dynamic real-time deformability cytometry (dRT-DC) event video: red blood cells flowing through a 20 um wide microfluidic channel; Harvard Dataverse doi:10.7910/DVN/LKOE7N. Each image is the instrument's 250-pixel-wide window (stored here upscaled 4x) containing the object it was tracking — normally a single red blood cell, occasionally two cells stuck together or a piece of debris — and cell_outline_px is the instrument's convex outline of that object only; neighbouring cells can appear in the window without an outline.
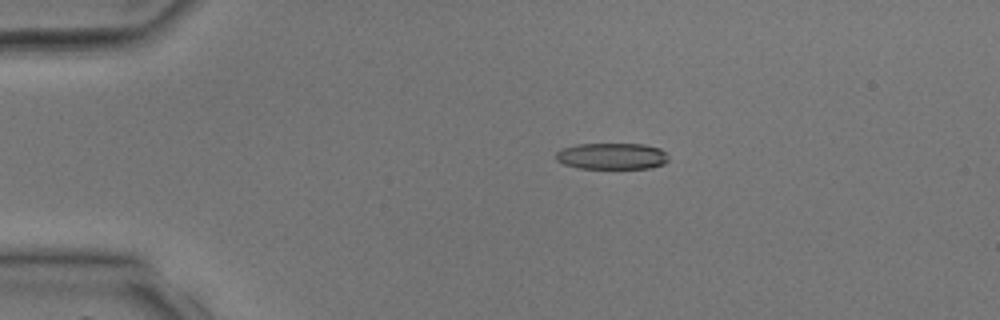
{"species": "common noctule bat (a hibernating species)", "species_latin": "Nyctalus noctula", "temperature_condition": "room temperature", "stored_images_in_passage": 3, "camera_frame_rate_fps": 3000, "um_per_image_px": 0.085, "animal": {"sex": "male", "body_mass_g": 17.9, "forearm_length_mm": 54.2}, "frame": {"image": 1, "passage_image": 3, "time_ms": 2.333, "image_size_px": [1000, 320], "cell_outline_px": [[668, 160], [664, 164], [652, 168], [580, 168], [564, 164], [556, 160], [556, 152], [560, 148], [576, 144], [644, 144], [660, 148], [668, 156]], "centroid_in_image_um": [52.0, 13.27], "position_along_channel_um": 33.0, "area_um2": 17.4}}